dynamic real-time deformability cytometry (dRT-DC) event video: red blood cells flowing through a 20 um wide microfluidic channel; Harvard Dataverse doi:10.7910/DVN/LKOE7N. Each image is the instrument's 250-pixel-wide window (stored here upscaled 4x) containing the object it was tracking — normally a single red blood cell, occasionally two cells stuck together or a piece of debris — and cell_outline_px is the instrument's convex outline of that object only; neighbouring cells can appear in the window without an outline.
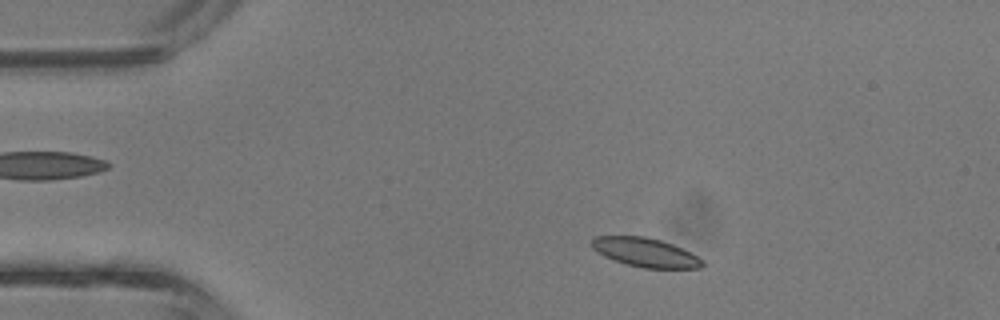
{"species": "common noctule bat (a hibernating species)", "species_latin": "Nyctalus noctula", "temperature_condition": "room temperature", "stored_images_in_passage": 41, "camera_frame_rate_fps": 3000, "um_per_image_px": 0.085, "animal": {"sex": "male", "body_mass_g": 13.3}, "frame": {"image": 1, "passage_image": 6, "time_ms": 1.667, "image_size_px": [1000, 320], "cell_outline_px": [[704, 264], [700, 268], [644, 268], [628, 264], [604, 256], [592, 248], [592, 236], [644, 236], [660, 240], [672, 244], [704, 260]], "centroid_in_image_um": [54.84, 21.45], "position_along_channel_um": 30.2, "area_um2": 18.38}}
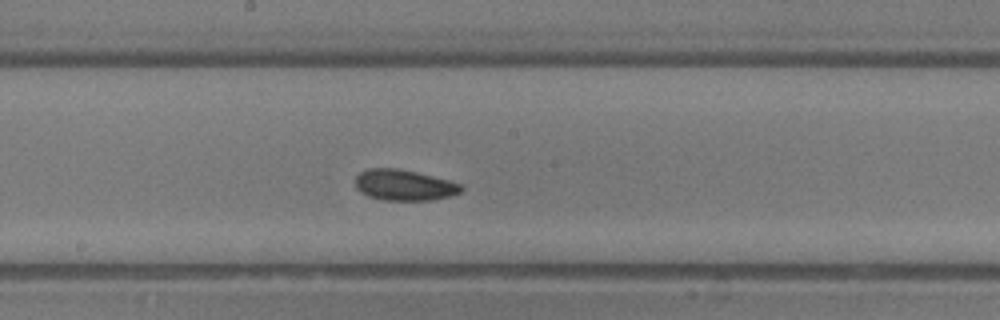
{"frame": {"image": 2, "passage_image": 21, "time_ms": 6.667, "image_size_px": [1000, 320], "cell_outline_px": [[464, 188], [460, 192], [452, 196], [432, 200], [384, 200], [368, 196], [360, 192], [356, 188], [356, 176], [360, 172], [368, 168], [400, 168], [448, 180], [460, 184]], "centroid_in_image_um": [34.34, 15.73], "position_along_channel_um": 213.9, "area_um2": 19.07}}
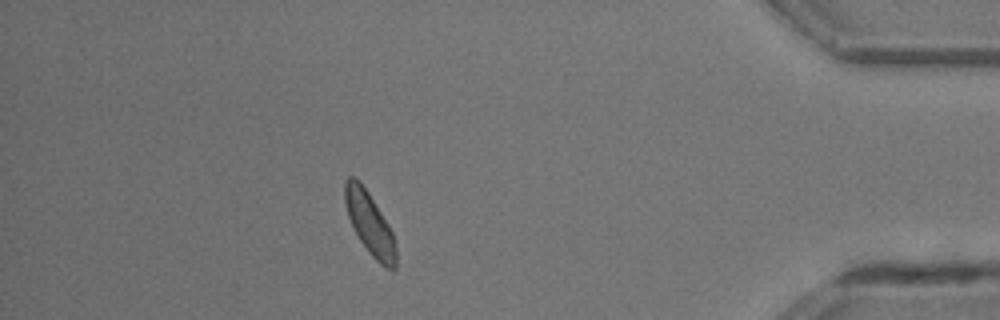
{"frame": {"image": 3, "passage_image": 36, "time_ms": 11.667, "image_size_px": [1000, 320], "cell_outline_px": [[396, 268], [392, 272], [380, 264], [372, 256], [360, 240], [352, 228], [344, 204], [344, 184], [348, 176], [352, 176], [360, 180], [368, 192], [388, 224], [392, 232], [396, 244]], "centroid_in_image_um": [31.42, 19.0], "position_along_channel_um": 403.8, "area_um2": 18.73}, "authors_computed_cell_mechanics": {"area_um2": 18.6116, "velocity_mm_per_s": 4.7831, "shape_relaxation_time_tau1_ms": 1.1432, "shape_relaxation_time_tau2_ms": 4.7859, "deformation_change_tau1": 0.0824, "deformation_change_tau2": 0.1002}}